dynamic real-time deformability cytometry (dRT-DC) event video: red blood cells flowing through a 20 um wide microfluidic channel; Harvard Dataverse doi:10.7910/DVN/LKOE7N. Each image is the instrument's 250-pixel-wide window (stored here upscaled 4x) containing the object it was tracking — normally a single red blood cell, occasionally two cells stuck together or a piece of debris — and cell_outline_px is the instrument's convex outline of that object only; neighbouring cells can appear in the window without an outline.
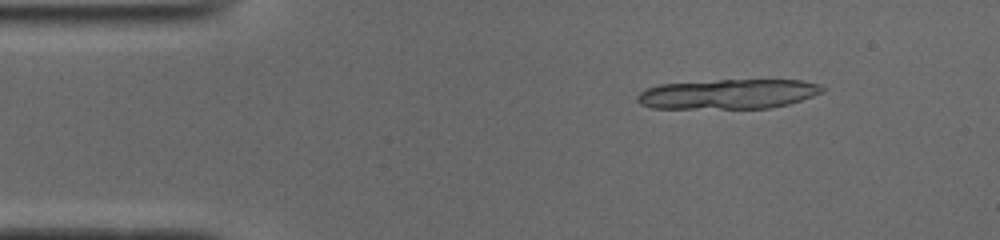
{"species": "common noctule bat (a hibernating species)", "species_latin": "Nyctalus noctula", "temperature_condition": "cold", "stored_images_in_passage": 18, "camera_frame_rate_fps": 3000, "um_per_image_px": 0.085, "animal": {"sex": "male", "body_mass_g": 19.0, "forearm_length_mm": 50.8}, "frame": {"image": 1, "passage_image": 6, "time_ms": 1.667, "image_size_px": [1000, 240], "cell_outline_px": [[824, 92], [788, 104], [768, 108], [652, 108], [640, 104], [636, 100], [636, 96], [640, 92], [648, 88], [660, 84], [720, 80], [800, 80], [820, 84], [824, 88]], "centroid_in_image_um": [61.89, 7.99], "position_along_channel_um": 23.1, "area_um2": 31.96}}